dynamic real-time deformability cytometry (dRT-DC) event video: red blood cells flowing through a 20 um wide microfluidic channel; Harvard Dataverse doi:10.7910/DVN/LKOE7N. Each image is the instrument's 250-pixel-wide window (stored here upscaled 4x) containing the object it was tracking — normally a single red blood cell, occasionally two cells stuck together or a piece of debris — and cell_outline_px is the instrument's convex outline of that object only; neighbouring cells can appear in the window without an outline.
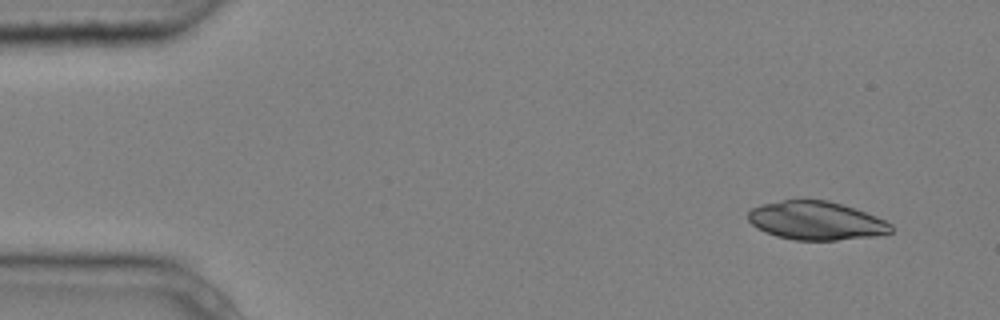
{"species": "common noctule bat (a hibernating species)", "species_latin": "Nyctalus noctula", "temperature_condition": "cold", "stored_images_in_passage": 4, "camera_frame_rate_fps": 3000, "um_per_image_px": 0.085, "animal": {"sex": "male", "body_mass_g": 20.4}, "frame": {"image": 1, "passage_image": 1, "time_ms": 0.0, "image_size_px": [1000, 320], "cell_outline_px": [[892, 232], [876, 236], [836, 240], [796, 240], [776, 236], [764, 232], [756, 228], [748, 220], [748, 212], [752, 208], [760, 204], [784, 200], [828, 200], [876, 216], [892, 224]], "centroid_in_image_um": [69.34, 18.76], "position_along_channel_um": 15.7, "area_um2": 31.96}}